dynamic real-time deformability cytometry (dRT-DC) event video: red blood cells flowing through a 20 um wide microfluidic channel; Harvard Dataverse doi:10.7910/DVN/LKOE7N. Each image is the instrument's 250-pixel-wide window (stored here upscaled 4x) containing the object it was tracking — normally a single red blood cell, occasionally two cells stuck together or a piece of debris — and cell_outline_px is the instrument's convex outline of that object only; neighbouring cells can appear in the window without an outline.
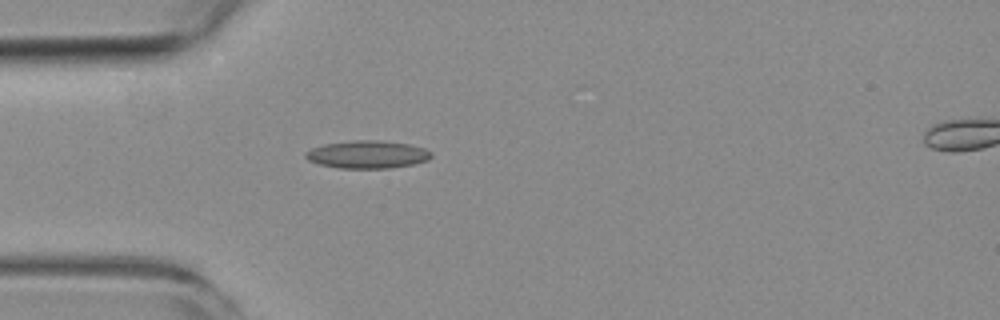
{"species": "common noctule bat (a hibernating species)", "species_latin": "Nyctalus noctula", "temperature_condition": "room temperature", "stored_images_in_passage": 3, "camera_frame_rate_fps": 3000, "um_per_image_px": 0.085, "animal": {"sex": "female", "body_mass_g": 19.3, "forearm_length_mm": 54.1}, "frame": {"image": 1, "passage_image": 3, "time_ms": 2.333, "image_size_px": [1000, 320], "cell_outline_px": [[432, 156], [428, 160], [412, 164], [388, 168], [340, 168], [320, 164], [308, 160], [304, 156], [304, 152], [312, 148], [324, 144], [352, 140], [380, 140], [408, 144], [424, 148], [432, 152]], "centroid_in_image_um": [31.22, 13.12], "position_along_channel_um": 53.8, "area_um2": 20.29}}